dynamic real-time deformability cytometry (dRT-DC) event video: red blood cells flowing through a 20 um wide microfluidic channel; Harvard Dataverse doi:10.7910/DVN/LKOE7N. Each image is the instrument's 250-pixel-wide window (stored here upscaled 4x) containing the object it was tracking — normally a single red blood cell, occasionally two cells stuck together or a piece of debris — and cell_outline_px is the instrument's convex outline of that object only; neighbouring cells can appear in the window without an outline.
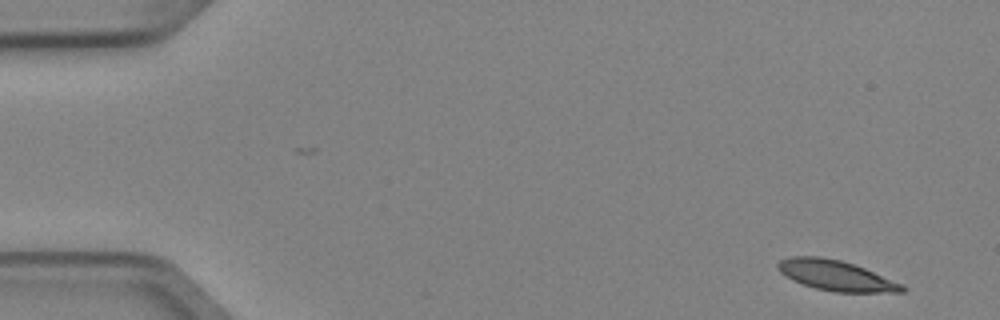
{"species": "Egyptian fruit bat (a non-hibernating species)", "species_latin": "Rousettus aegyptiacus", "temperature_condition": "cold", "stored_images_in_passage": 4, "camera_frame_rate_fps": 3000, "um_per_image_px": 0.085, "animal": {"sex": "female"}, "frame": {"image": 1, "passage_image": 1, "time_ms": 0.0, "image_size_px": [1000, 320], "cell_outline_px": [[908, 288], [904, 292], [832, 292], [816, 288], [792, 280], [780, 272], [776, 268], [776, 264], [780, 260], [788, 256], [820, 256], [840, 260], [864, 268], [904, 284]], "centroid_in_image_um": [71.05, 23.41], "position_along_channel_um": 13.9, "area_um2": 22.02}}
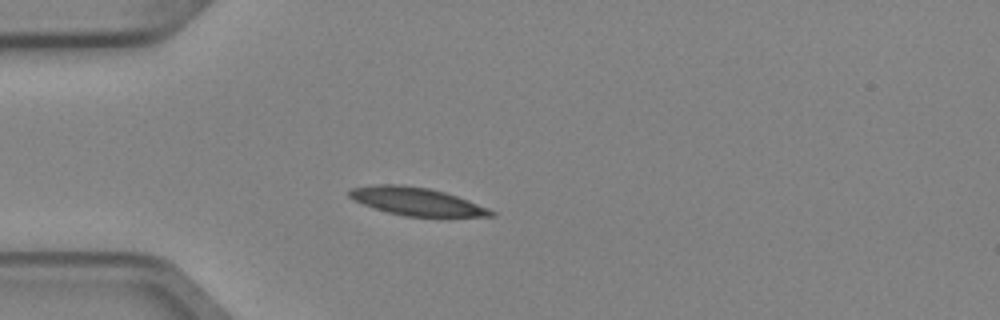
{"frame": {"image": 2, "passage_image": 4, "time_ms": 1.0, "image_size_px": [1000, 320], "cell_outline_px": [[496, 216], [448, 220], [404, 216], [388, 212], [364, 204], [348, 196], [348, 192], [352, 188], [380, 184], [396, 184], [428, 188], [444, 192], [468, 200], [488, 208], [496, 212]], "centroid_in_image_um": [35.58, 17.19], "position_along_channel_um": 49.4, "area_um2": 23.87}}